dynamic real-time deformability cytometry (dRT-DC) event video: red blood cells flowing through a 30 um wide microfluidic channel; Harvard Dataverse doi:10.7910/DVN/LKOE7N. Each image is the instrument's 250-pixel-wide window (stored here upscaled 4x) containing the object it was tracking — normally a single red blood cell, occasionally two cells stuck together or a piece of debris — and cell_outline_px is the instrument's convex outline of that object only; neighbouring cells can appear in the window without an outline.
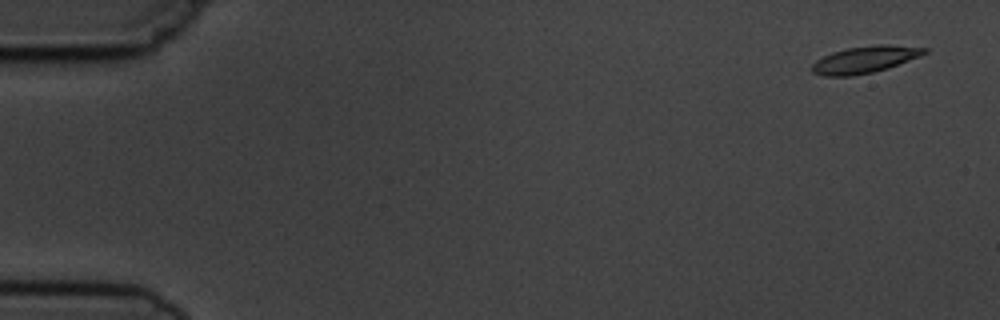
{"species": "common noctule bat (a hibernating species)", "species_latin": "Nyctalus noctula", "temperature_condition": "cold", "stored_images_in_passage": 5, "camera_frame_rate_fps": 3000, "um_per_image_px": 0.085, "animal": {"sex": "male", "body_mass_g": 19.5, "forearm_length_mm": 54.6}, "frame": {"image": 1, "passage_image": 1, "time_ms": 0.0, "image_size_px": [1000, 320], "cell_outline_px": [[928, 52], [920, 56], [888, 68], [872, 72], [852, 76], [824, 76], [812, 72], [812, 64], [816, 60], [832, 52], [848, 48], [880, 44], [888, 44], [928, 48]], "centroid_in_image_um": [73.52, 5.06], "position_along_channel_um": 11.5, "area_um2": 17.51}}
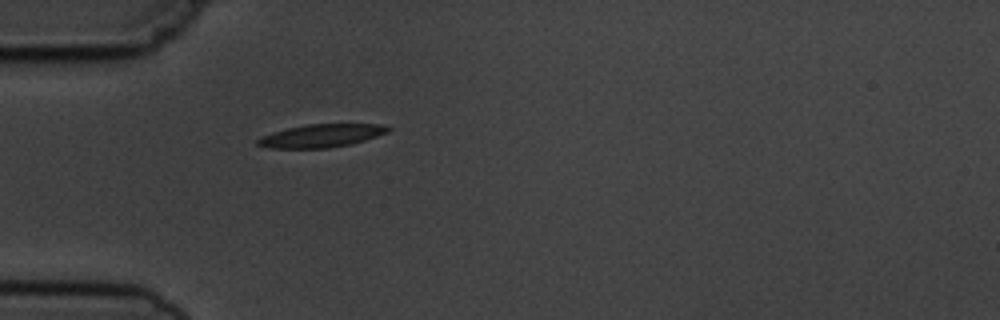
{"frame": {"image": 2, "passage_image": 5, "time_ms": 4.667, "image_size_px": [1000, 320], "cell_outline_px": [[392, 128], [388, 132], [352, 144], [328, 148], [268, 148], [256, 144], [256, 140], [260, 136], [272, 132], [288, 128], [308, 124], [380, 124]], "centroid_in_image_um": [27.28, 11.54], "position_along_channel_um": 57.7, "area_um2": 17.51}}